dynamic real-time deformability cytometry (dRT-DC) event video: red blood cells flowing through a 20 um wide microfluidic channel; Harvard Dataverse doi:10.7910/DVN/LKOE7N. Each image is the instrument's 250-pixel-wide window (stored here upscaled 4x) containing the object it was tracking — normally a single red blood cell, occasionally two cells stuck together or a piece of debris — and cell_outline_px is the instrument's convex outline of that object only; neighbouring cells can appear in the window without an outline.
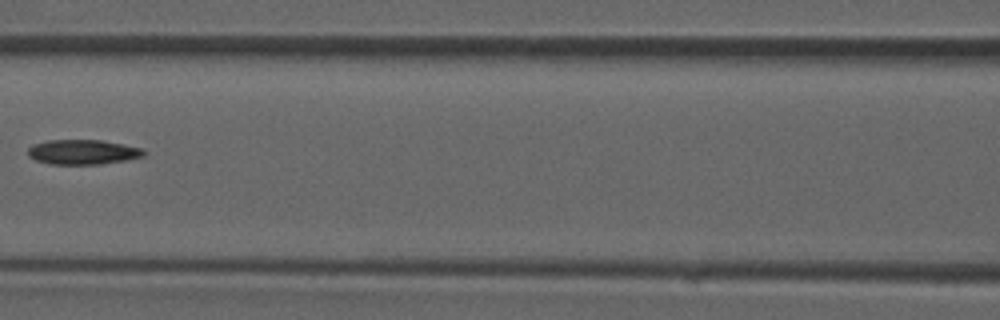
{"species": "common noctule bat (a hibernating species)", "species_latin": "Nyctalus noctula", "temperature_condition": "room temperature", "stored_images_in_passage": 4, "camera_frame_rate_fps": 3000, "um_per_image_px": 0.085, "animal": {"sex": "male", "forearm_length_mm": 52.5}, "frame": {"image": 1, "passage_image": 4, "time_ms": 4.333, "image_size_px": [1000, 320], "cell_outline_px": [[148, 152], [144, 156], [124, 160], [100, 164], [48, 164], [36, 160], [28, 156], [28, 148], [32, 144], [48, 140], [104, 140], [144, 148]], "centroid_in_image_um": [7.06, 12.91], "position_along_channel_um": 159.5, "area_um2": 16.94}}